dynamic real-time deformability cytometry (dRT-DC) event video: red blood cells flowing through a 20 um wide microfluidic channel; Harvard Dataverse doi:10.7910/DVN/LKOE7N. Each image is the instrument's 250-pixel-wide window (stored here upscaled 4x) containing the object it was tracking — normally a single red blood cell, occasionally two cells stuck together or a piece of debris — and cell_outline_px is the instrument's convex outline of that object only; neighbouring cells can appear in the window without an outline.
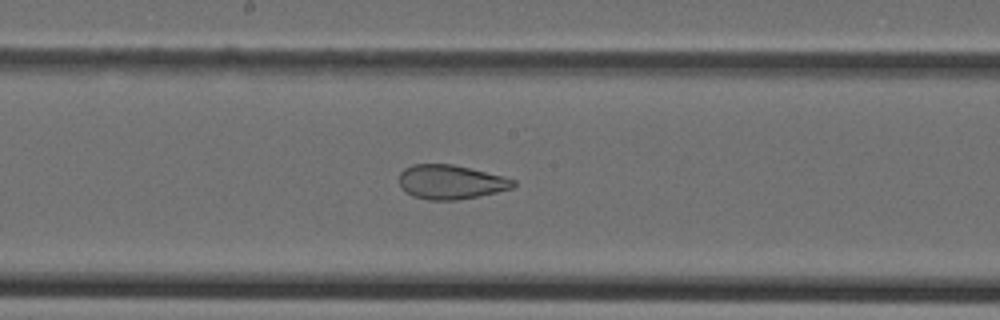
{"species": "Egyptian fruit bat (a non-hibernating species)", "species_latin": "Rousettus aegyptiacus", "temperature_condition": "cold", "stored_images_in_passage": 44, "camera_frame_rate_fps": 3000, "um_per_image_px": 0.085, "animal": {"sex": "female"}, "frame": {"image": 1, "passage_image": 23, "time_ms": 7.333, "image_size_px": [1000, 320], "cell_outline_px": [[516, 184], [512, 188], [480, 196], [456, 200], [428, 200], [412, 196], [400, 188], [400, 172], [404, 168], [412, 164], [452, 164], [504, 176], [516, 180]], "centroid_in_image_um": [38.3, 15.47], "position_along_channel_um": 209.9, "area_um2": 22.89}}
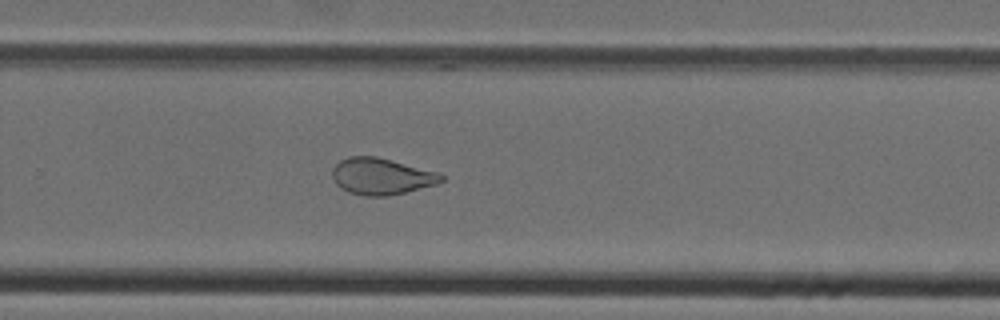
{"frame": {"image": 2, "passage_image": 29, "time_ms": 9.333, "image_size_px": [1000, 320], "cell_outline_px": [[444, 180], [436, 184], [388, 196], [364, 196], [348, 192], [340, 188], [332, 180], [332, 168], [340, 160], [348, 156], [376, 156], [436, 172], [444, 176]], "centroid_in_image_um": [32.35, 14.99], "position_along_channel_um": 297.4, "area_um2": 23.12}}
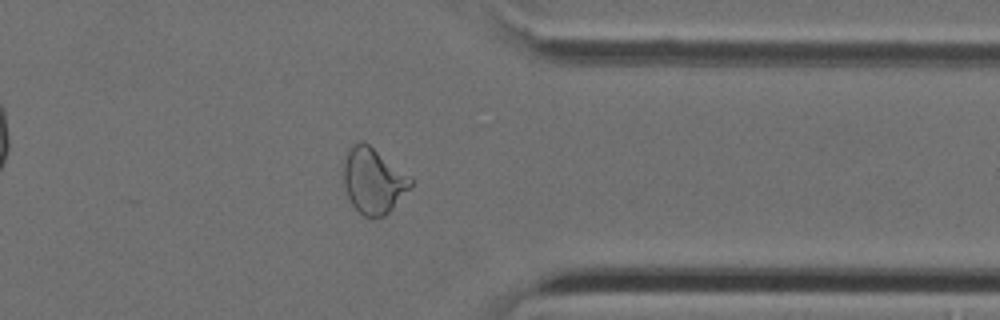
{"frame": {"image": 3, "passage_image": 35, "time_ms": 11.333, "image_size_px": [1000, 320], "cell_outline_px": [[412, 184], [392, 208], [384, 216], [364, 216], [352, 204], [348, 196], [344, 184], [344, 160], [352, 144], [360, 140], [368, 144], [412, 176]], "centroid_in_image_um": [31.73, 15.33], "position_along_channel_um": 379.7, "area_um2": 25.2}}